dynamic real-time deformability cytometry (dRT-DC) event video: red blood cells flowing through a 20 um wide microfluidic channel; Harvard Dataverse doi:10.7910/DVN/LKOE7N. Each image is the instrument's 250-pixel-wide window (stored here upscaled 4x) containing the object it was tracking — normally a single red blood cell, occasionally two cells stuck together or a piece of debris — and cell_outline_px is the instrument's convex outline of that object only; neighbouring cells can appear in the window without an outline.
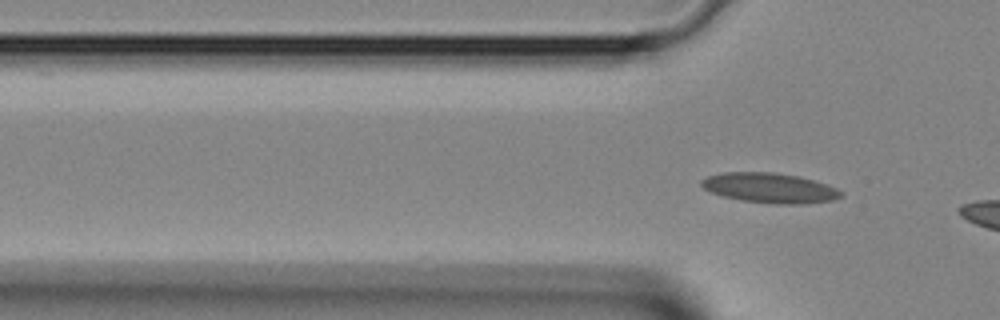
{"species": "Egyptian fruit bat (a non-hibernating species)", "species_latin": "Rousettus aegyptiacus", "temperature_condition": "room temperature", "stored_images_in_passage": 2, "camera_frame_rate_fps": 3000, "um_per_image_px": 0.085, "animal": {"sex": "female"}, "frame": {"image": 1, "passage_image": 2, "time_ms": 0.333, "image_size_px": [1000, 320], "cell_outline_px": [[844, 196], [832, 200], [800, 204], [776, 204], [740, 200], [720, 196], [704, 188], [700, 184], [700, 180], [708, 176], [724, 172], [776, 172], [800, 176], [836, 188], [844, 192]], "centroid_in_image_um": [65.42, 15.97], "position_along_channel_um": 60.4, "area_um2": 24.45}}